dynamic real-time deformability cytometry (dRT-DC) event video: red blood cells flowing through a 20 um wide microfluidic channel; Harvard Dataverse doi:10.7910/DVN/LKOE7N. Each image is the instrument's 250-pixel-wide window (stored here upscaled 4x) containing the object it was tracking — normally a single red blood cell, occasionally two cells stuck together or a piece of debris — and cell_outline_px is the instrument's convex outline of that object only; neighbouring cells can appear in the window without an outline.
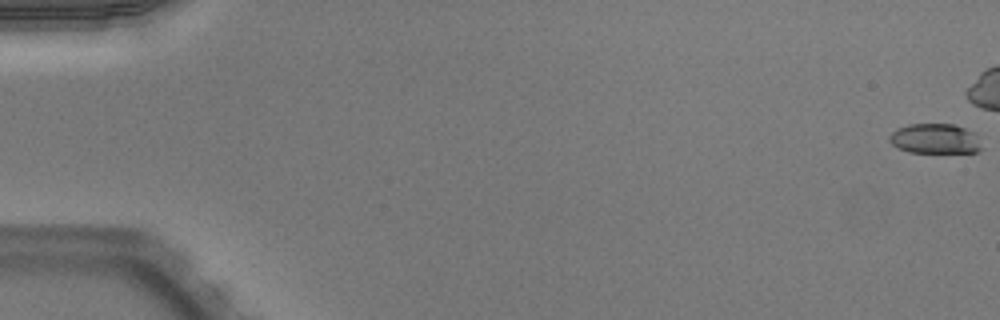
{"species": "Egyptian fruit bat (a non-hibernating species)", "species_latin": "Rousettus aegyptiacus", "temperature_condition": "warm", "stored_images_in_passage": 10, "camera_frame_rate_fps": 3000, "um_per_image_px": 0.085, "animal": {"sex": "male"}, "frame": {"image": 1, "passage_image": 1, "time_ms": 0.0, "image_size_px": [1000, 320], "cell_outline_px": [[980, 148], [976, 152], [908, 152], [892, 144], [888, 140], [888, 136], [896, 128], [908, 124], [956, 124], [976, 132]], "centroid_in_image_um": [79.45, 11.77], "position_along_channel_um": 5.5, "area_um2": 16.13}}